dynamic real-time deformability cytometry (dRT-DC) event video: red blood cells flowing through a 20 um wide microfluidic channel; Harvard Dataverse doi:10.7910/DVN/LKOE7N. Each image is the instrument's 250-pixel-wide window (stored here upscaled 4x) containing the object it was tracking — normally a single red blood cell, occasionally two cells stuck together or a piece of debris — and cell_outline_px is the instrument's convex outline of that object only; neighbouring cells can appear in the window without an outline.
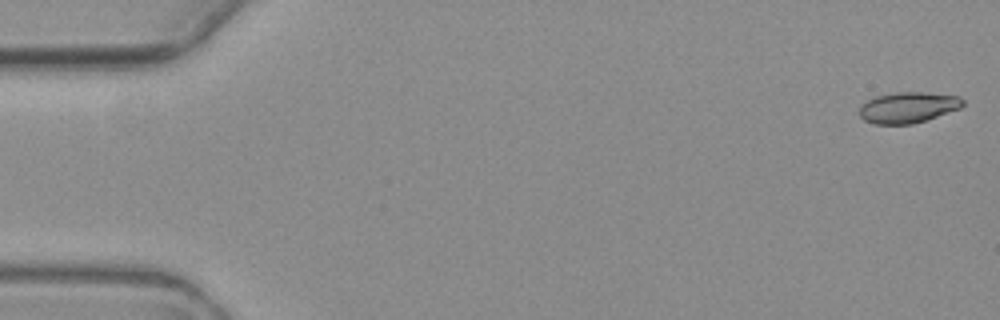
{"species": "common noctule bat (a hibernating species)", "species_latin": "Nyctalus noctula", "temperature_condition": "warm", "stored_images_in_passage": 7, "camera_frame_rate_fps": 3000, "um_per_image_px": 0.085, "animal": {"sex": "female", "body_mass_g": 19.3, "forearm_length_mm": 54.1}, "frame": {"image": 1, "passage_image": 1, "time_ms": 0.0, "image_size_px": [1000, 320], "cell_outline_px": [[964, 104], [960, 108], [912, 124], [876, 124], [864, 120], [860, 116], [860, 108], [868, 100], [876, 96], [896, 92], [920, 92], [960, 96], [964, 100]], "centroid_in_image_um": [77.19, 9.13], "position_along_channel_um": 7.8, "area_um2": 18.32}}
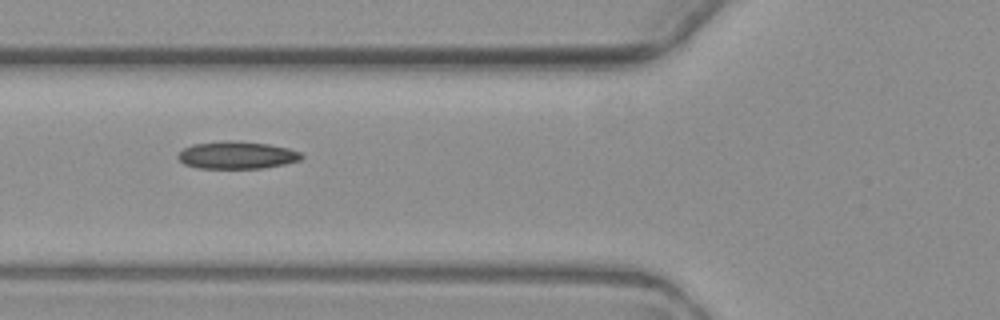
{"frame": {"image": 2, "passage_image": 6, "time_ms": 6.667, "image_size_px": [1000, 320], "cell_outline_px": [[304, 156], [300, 160], [284, 164], [264, 168], [196, 168], [184, 164], [176, 156], [184, 148], [192, 144], [224, 140], [232, 140], [268, 144], [288, 148], [300, 152]], "centroid_in_image_um": [20.12, 13.18], "position_along_channel_um": 105.7, "area_um2": 19.83}}
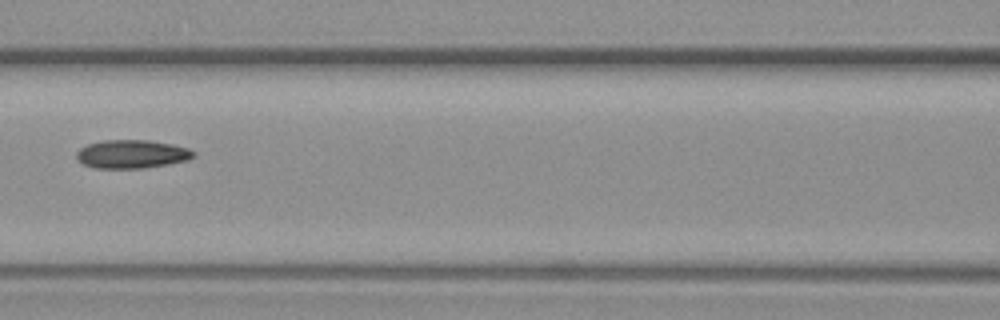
{"frame": {"image": 3, "passage_image": 7, "time_ms": 8.0, "image_size_px": [1000, 320], "cell_outline_px": [[196, 156], [188, 160], [168, 164], [144, 168], [96, 168], [84, 164], [76, 156], [76, 152], [80, 148], [88, 144], [104, 140], [148, 140], [172, 144], [188, 148], [196, 152]], "centroid_in_image_um": [11.24, 13.09], "position_along_channel_um": 155.4, "area_um2": 19.36}}